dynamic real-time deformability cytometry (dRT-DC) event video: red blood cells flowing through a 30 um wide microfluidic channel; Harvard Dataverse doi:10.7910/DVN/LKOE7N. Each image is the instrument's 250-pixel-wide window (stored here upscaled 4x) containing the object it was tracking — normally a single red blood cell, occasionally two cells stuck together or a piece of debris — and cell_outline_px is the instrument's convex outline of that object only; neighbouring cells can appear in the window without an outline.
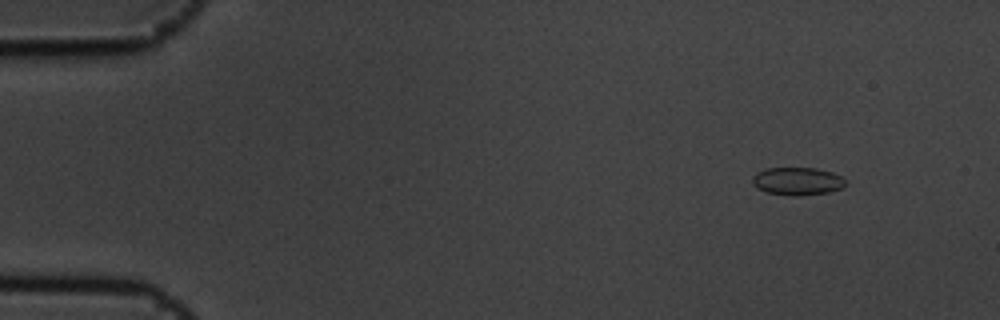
{"species": "common noctule bat (a hibernating species)", "species_latin": "Nyctalus noctula", "temperature_condition": "cold", "stored_images_in_passage": 5, "camera_frame_rate_fps": 3000, "um_per_image_px": 0.085, "animal": {"sex": "male", "body_mass_g": 19.5, "forearm_length_mm": 54.6}, "frame": {"image": 1, "passage_image": 2, "time_ms": 0.333, "image_size_px": [1000, 320], "cell_outline_px": [[844, 184], [840, 188], [828, 192], [800, 196], [792, 196], [764, 192], [756, 188], [752, 180], [752, 176], [756, 172], [764, 168], [816, 168], [832, 172], [840, 176], [844, 180]], "centroid_in_image_um": [67.71, 15.4], "position_along_channel_um": 17.3, "area_um2": 15.14}}
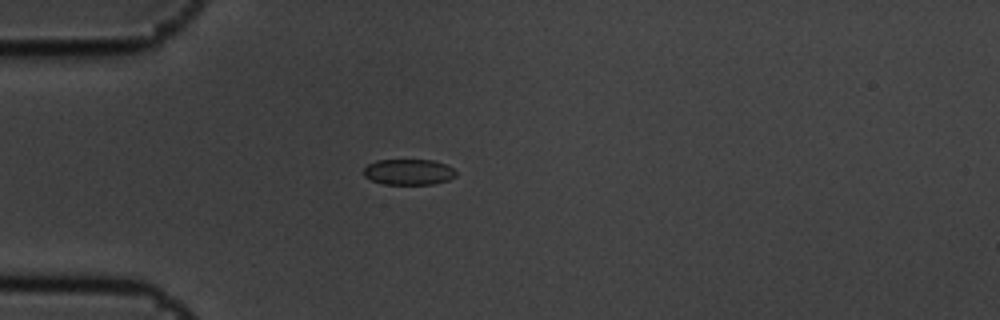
{"frame": {"image": 2, "passage_image": 5, "time_ms": 1.333, "image_size_px": [1000, 320], "cell_outline_px": [[456, 176], [448, 180], [432, 184], [380, 184], [364, 176], [364, 168], [368, 164], [376, 160], [432, 160], [444, 164], [452, 168], [456, 172]], "centroid_in_image_um": [34.71, 14.62], "position_along_channel_um": 50.3, "area_um2": 13.81}}